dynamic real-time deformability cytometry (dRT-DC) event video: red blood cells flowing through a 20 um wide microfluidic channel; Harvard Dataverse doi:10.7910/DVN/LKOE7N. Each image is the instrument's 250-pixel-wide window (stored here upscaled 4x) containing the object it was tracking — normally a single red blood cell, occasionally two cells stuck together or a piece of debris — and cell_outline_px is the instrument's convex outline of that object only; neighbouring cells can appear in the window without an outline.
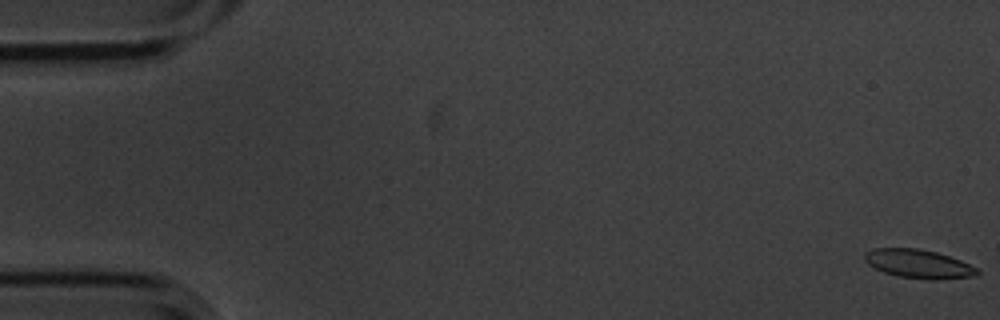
{"species": "common noctule bat (a hibernating species)", "species_latin": "Nyctalus noctula", "temperature_condition": "cold", "stored_images_in_passage": 3, "camera_frame_rate_fps": 3000, "um_per_image_px": 0.085, "animal": {"sex": "male", "body_mass_g": 20.1, "forearm_length_mm": 53.5}, "frame": {"image": 1, "passage_image": 1, "time_ms": 0.0, "image_size_px": [1000, 320], "cell_outline_px": [[980, 272], [976, 276], [936, 280], [932, 280], [896, 276], [884, 272], [868, 264], [864, 260], [864, 252], [872, 248], [916, 248], [936, 252], [960, 260], [976, 268]], "centroid_in_image_um": [78.05, 22.43], "position_along_channel_um": 7.0, "area_um2": 18.84}}